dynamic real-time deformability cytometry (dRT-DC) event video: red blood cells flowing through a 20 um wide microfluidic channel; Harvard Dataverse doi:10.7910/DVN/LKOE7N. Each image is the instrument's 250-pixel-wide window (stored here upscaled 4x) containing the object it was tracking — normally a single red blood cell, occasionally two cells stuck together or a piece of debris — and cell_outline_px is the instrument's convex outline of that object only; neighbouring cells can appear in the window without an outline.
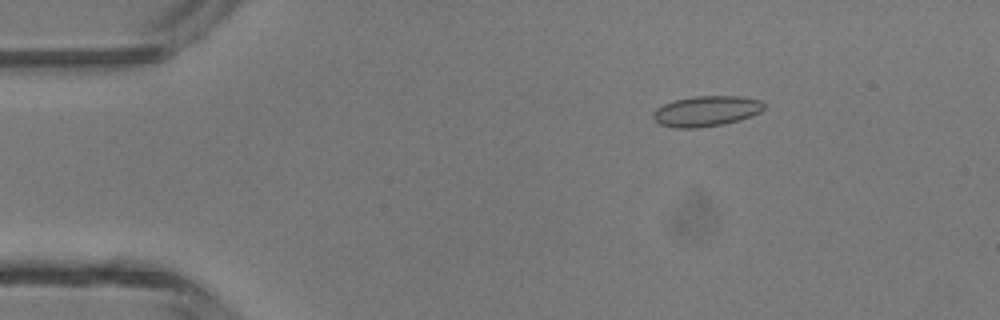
{"species": "common noctule bat (a hibernating species)", "species_latin": "Nyctalus noctula", "temperature_condition": "room temperature", "stored_images_in_passage": 47, "camera_frame_rate_fps": 3000, "um_per_image_px": 0.085, "animal": {"sex": "male", "body_mass_g": 13.3}, "frame": {"image": 1, "passage_image": 8, "time_ms": 2.333, "image_size_px": [1000, 320], "cell_outline_px": [[764, 108], [760, 112], [752, 116], [724, 124], [696, 128], [676, 128], [660, 124], [652, 116], [652, 112], [656, 108], [664, 104], [676, 100], [696, 96], [740, 96], [760, 100], [764, 104]], "centroid_in_image_um": [60.04, 9.45], "position_along_channel_um": 25.0, "area_um2": 19.59}}
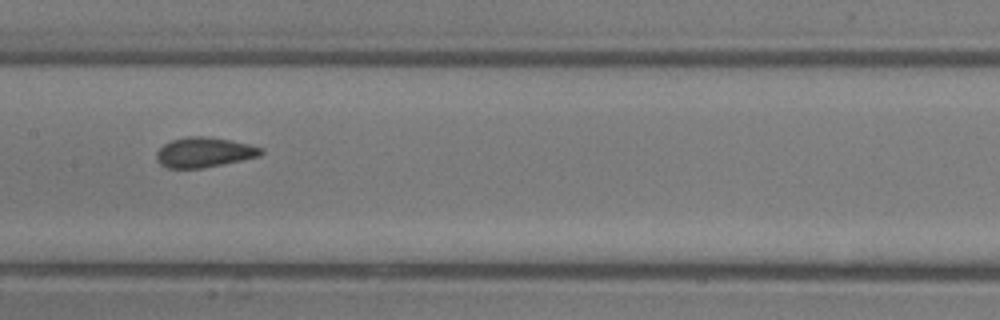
{"frame": {"image": 2, "passage_image": 24, "time_ms": 7.667, "image_size_px": [1000, 320], "cell_outline_px": [[264, 152], [260, 156], [224, 164], [204, 168], [168, 168], [160, 164], [156, 160], [156, 152], [164, 144], [172, 140], [188, 136], [208, 136], [232, 140], [264, 148]], "centroid_in_image_um": [17.37, 12.94], "position_along_channel_um": 190.0, "area_um2": 18.44}}
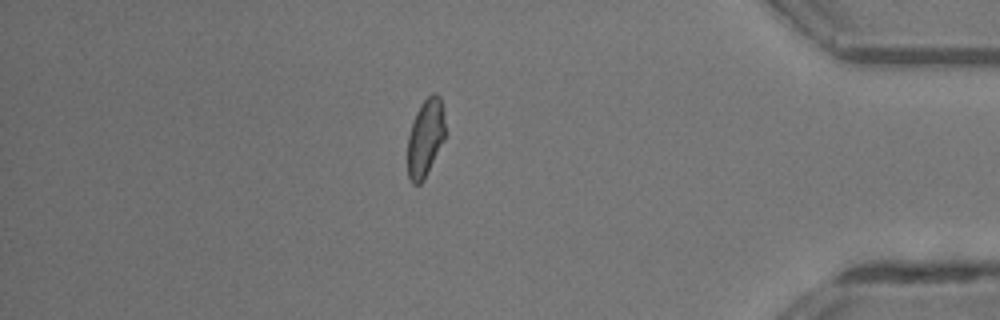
{"frame": {"image": 3, "passage_image": 41, "time_ms": 13.333, "image_size_px": [1000, 320], "cell_outline_px": [[444, 140], [424, 180], [420, 184], [412, 184], [408, 176], [408, 136], [416, 112], [420, 104], [432, 92], [436, 92], [440, 96], [444, 124]], "centroid_in_image_um": [36.14, 11.72], "position_along_channel_um": 399.1, "area_um2": 16.88}, "authors_computed_cell_mechanics": {"area_um2": 18.0914, "velocity_mm_per_s": 4.3756, "shape_relaxation_time_tau1_ms": null, "shape_relaxation_time_tau2_ms": 0.6296, "deformation_change_tau1": null, "deformation_change_tau2": 0.0717}}